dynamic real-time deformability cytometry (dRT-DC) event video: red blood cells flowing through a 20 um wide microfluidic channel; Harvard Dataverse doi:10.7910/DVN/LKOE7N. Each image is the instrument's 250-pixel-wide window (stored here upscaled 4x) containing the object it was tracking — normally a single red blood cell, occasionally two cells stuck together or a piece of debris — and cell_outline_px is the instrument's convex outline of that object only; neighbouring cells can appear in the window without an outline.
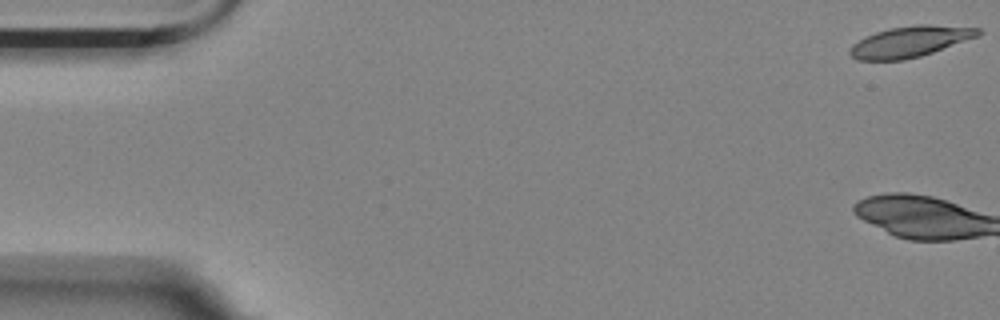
{"species": "Egyptian fruit bat (a non-hibernating species)", "species_latin": "Rousettus aegyptiacus", "temperature_condition": "room temperature", "stored_images_in_passage": 7, "camera_frame_rate_fps": 3000, "um_per_image_px": 0.085, "animal": {"sex": "female"}, "frame": {"image": 1, "passage_image": 1, "time_ms": 0.0, "image_size_px": [1000, 320], "cell_outline_px": [[984, 32], [980, 36], [920, 56], [904, 60], [856, 60], [848, 52], [848, 48], [852, 44], [876, 32], [888, 28], [916, 24], [928, 24], [980, 28]], "centroid_in_image_um": [77.37, 3.53], "position_along_channel_um": 7.6, "area_um2": 23.18}}